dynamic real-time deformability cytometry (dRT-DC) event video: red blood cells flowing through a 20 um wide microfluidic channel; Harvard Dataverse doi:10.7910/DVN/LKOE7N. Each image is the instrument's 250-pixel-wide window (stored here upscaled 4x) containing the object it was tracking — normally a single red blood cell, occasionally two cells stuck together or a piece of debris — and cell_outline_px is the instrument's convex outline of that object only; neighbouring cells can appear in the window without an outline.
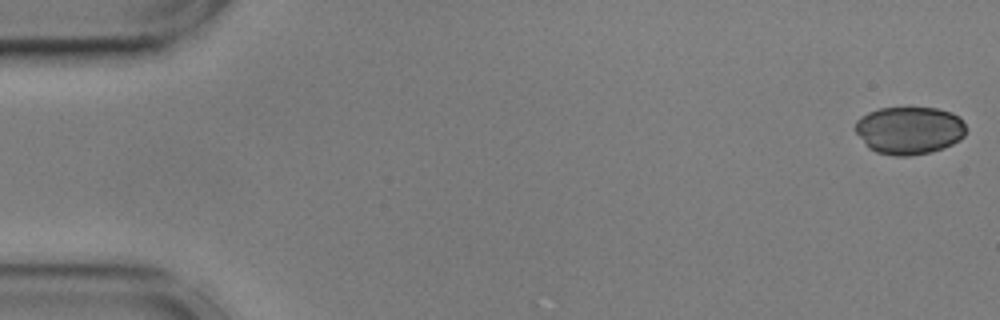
{"species": "common noctule bat (a hibernating species)", "species_latin": "Nyctalus noctula", "temperature_condition": "cold", "stored_images_in_passage": 55, "camera_frame_rate_fps": 3000, "um_per_image_px": 0.085, "animal": {"sex": "male", "body_mass_g": 17.9, "forearm_length_mm": 54.2}, "frame": {"image": 1, "passage_image": 1, "time_ms": 0.0, "image_size_px": [1000, 320], "cell_outline_px": [[968, 128], [964, 136], [960, 140], [944, 148], [932, 152], [912, 156], [896, 156], [876, 152], [868, 148], [856, 132], [856, 120], [860, 116], [868, 112], [880, 108], [936, 108], [952, 112], [960, 116]], "centroid_in_image_um": [77.33, 11.08], "position_along_channel_um": 7.7, "area_um2": 31.21}}
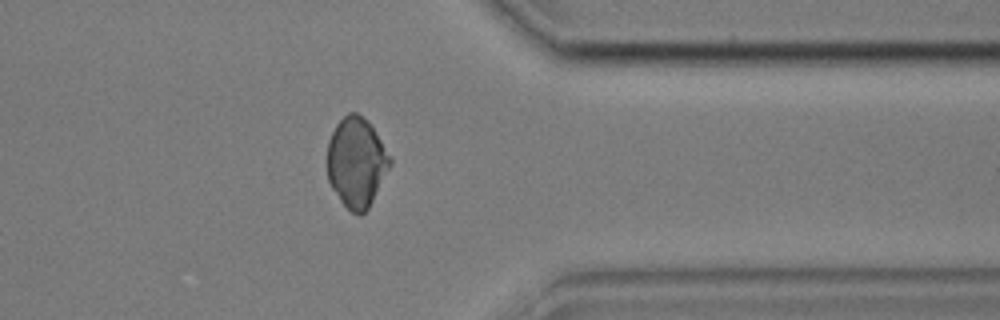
{"frame": {"image": 2, "passage_image": 44, "time_ms": 14.333, "image_size_px": [1000, 320], "cell_outline_px": [[392, 164], [368, 208], [360, 216], [352, 212], [340, 200], [332, 188], [328, 180], [328, 140], [336, 124], [348, 112], [356, 112], [372, 128], [392, 156]], "centroid_in_image_um": [30.31, 13.81], "position_along_channel_um": 381.1, "area_um2": 32.54}}
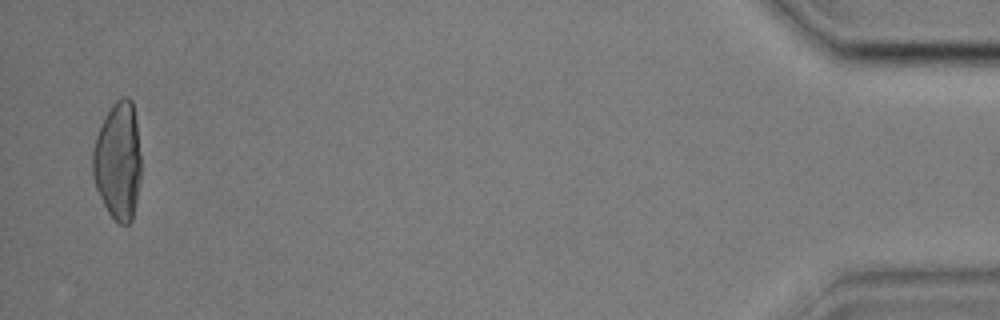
{"frame": {"image": 3, "passage_image": 54, "time_ms": 17.667, "image_size_px": [1000, 320], "cell_outline_px": [[140, 180], [136, 204], [132, 220], [128, 224], [120, 224], [108, 212], [96, 188], [92, 176], [92, 152], [96, 136], [112, 104], [120, 96], [128, 96], [132, 100], [136, 120], [140, 152]], "centroid_in_image_um": [10.03, 13.67], "position_along_channel_um": 425.2, "area_um2": 33.23}}